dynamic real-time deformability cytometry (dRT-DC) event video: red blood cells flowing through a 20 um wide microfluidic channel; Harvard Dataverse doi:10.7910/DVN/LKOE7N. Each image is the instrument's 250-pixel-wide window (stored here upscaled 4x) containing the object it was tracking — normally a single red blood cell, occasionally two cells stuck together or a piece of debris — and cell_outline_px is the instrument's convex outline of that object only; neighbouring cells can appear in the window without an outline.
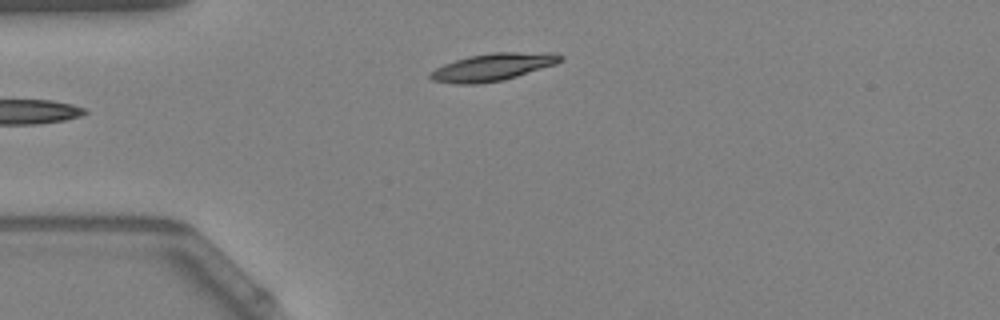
{"species": "Egyptian fruit bat (a non-hibernating species)", "species_latin": "Rousettus aegyptiacus", "temperature_condition": "warm", "stored_images_in_passage": 38, "camera_frame_rate_fps": 3000, "um_per_image_px": 0.085, "animal": {"sex": "female"}, "frame": {"image": 1, "passage_image": 1, "time_ms": 0.0, "image_size_px": [1000, 320], "cell_outline_px": [[564, 60], [556, 64], [504, 80], [480, 84], [456, 84], [432, 80], [428, 76], [428, 72], [444, 64], [468, 56], [492, 52], [556, 52], [564, 56]], "centroid_in_image_um": [41.92, 5.69], "position_along_channel_um": 43.1, "area_um2": 21.1}}
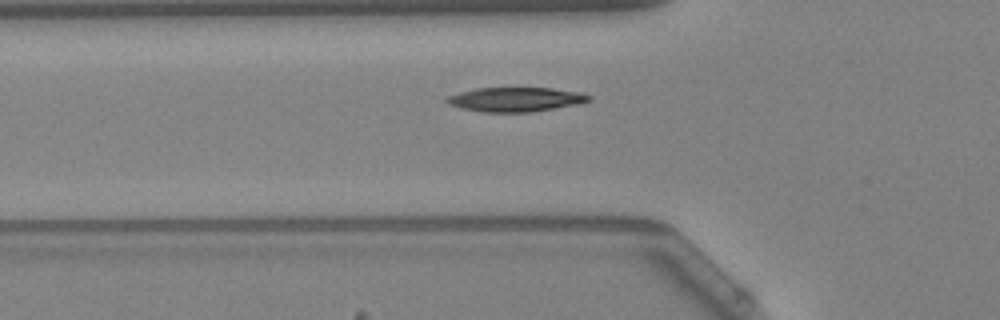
{"frame": {"image": 2, "passage_image": 6, "time_ms": 1.667, "image_size_px": [1000, 320], "cell_outline_px": [[592, 100], [580, 104], [532, 112], [484, 112], [460, 108], [448, 104], [444, 100], [448, 96], [460, 92], [476, 88], [552, 88], [580, 92], [592, 96]], "centroid_in_image_um": [43.86, 8.45], "position_along_channel_um": 81.9, "area_um2": 20.29}, "authors_computed_cell_mechanics": {"area_um2": 20.0277, "velocity_mm_per_s": 3.7041, "shape_relaxation_time_tau1_ms": 4.4875, "shape_relaxation_time_tau2_ms": 8.589, "deformation_change_tau1": 0.1529, "deformation_change_tau2": 0.0896}}